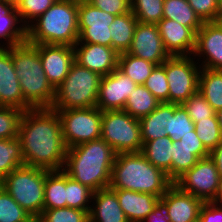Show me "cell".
<instances>
[{"instance_id": "obj_1", "label": "cell", "mask_w": 222, "mask_h": 222, "mask_svg": "<svg viewBox=\"0 0 222 222\" xmlns=\"http://www.w3.org/2000/svg\"><path fill=\"white\" fill-rule=\"evenodd\" d=\"M24 165L49 171L62 170L67 148L57 111L32 108L24 111L18 131Z\"/></svg>"}, {"instance_id": "obj_2", "label": "cell", "mask_w": 222, "mask_h": 222, "mask_svg": "<svg viewBox=\"0 0 222 222\" xmlns=\"http://www.w3.org/2000/svg\"><path fill=\"white\" fill-rule=\"evenodd\" d=\"M116 153L102 138L67 149L63 171L93 191L109 188Z\"/></svg>"}, {"instance_id": "obj_3", "label": "cell", "mask_w": 222, "mask_h": 222, "mask_svg": "<svg viewBox=\"0 0 222 222\" xmlns=\"http://www.w3.org/2000/svg\"><path fill=\"white\" fill-rule=\"evenodd\" d=\"M172 184L167 174L152 165L141 152L116 154L110 189L150 193L161 198Z\"/></svg>"}, {"instance_id": "obj_4", "label": "cell", "mask_w": 222, "mask_h": 222, "mask_svg": "<svg viewBox=\"0 0 222 222\" xmlns=\"http://www.w3.org/2000/svg\"><path fill=\"white\" fill-rule=\"evenodd\" d=\"M32 23L26 28L27 42L73 47L79 38L78 2L57 0Z\"/></svg>"}, {"instance_id": "obj_5", "label": "cell", "mask_w": 222, "mask_h": 222, "mask_svg": "<svg viewBox=\"0 0 222 222\" xmlns=\"http://www.w3.org/2000/svg\"><path fill=\"white\" fill-rule=\"evenodd\" d=\"M12 61L24 99L33 108H51L55 89L45 75L37 48L27 41L12 46Z\"/></svg>"}, {"instance_id": "obj_6", "label": "cell", "mask_w": 222, "mask_h": 222, "mask_svg": "<svg viewBox=\"0 0 222 222\" xmlns=\"http://www.w3.org/2000/svg\"><path fill=\"white\" fill-rule=\"evenodd\" d=\"M102 76L72 63L65 80L55 89L54 110L96 107Z\"/></svg>"}, {"instance_id": "obj_7", "label": "cell", "mask_w": 222, "mask_h": 222, "mask_svg": "<svg viewBox=\"0 0 222 222\" xmlns=\"http://www.w3.org/2000/svg\"><path fill=\"white\" fill-rule=\"evenodd\" d=\"M49 170L23 165L8 174L0 185L32 216L44 210L45 177Z\"/></svg>"}, {"instance_id": "obj_8", "label": "cell", "mask_w": 222, "mask_h": 222, "mask_svg": "<svg viewBox=\"0 0 222 222\" xmlns=\"http://www.w3.org/2000/svg\"><path fill=\"white\" fill-rule=\"evenodd\" d=\"M101 138L116 154L142 151L139 119L133 118L124 110L102 112Z\"/></svg>"}, {"instance_id": "obj_9", "label": "cell", "mask_w": 222, "mask_h": 222, "mask_svg": "<svg viewBox=\"0 0 222 222\" xmlns=\"http://www.w3.org/2000/svg\"><path fill=\"white\" fill-rule=\"evenodd\" d=\"M66 148L101 138L102 111L97 107L56 110Z\"/></svg>"}, {"instance_id": "obj_10", "label": "cell", "mask_w": 222, "mask_h": 222, "mask_svg": "<svg viewBox=\"0 0 222 222\" xmlns=\"http://www.w3.org/2000/svg\"><path fill=\"white\" fill-rule=\"evenodd\" d=\"M196 64L190 55L170 56L161 64L168 81V103L181 105L199 91L201 65Z\"/></svg>"}, {"instance_id": "obj_11", "label": "cell", "mask_w": 222, "mask_h": 222, "mask_svg": "<svg viewBox=\"0 0 222 222\" xmlns=\"http://www.w3.org/2000/svg\"><path fill=\"white\" fill-rule=\"evenodd\" d=\"M219 174L210 157L199 159L197 163L180 176L174 184L182 191L211 202L218 188Z\"/></svg>"}, {"instance_id": "obj_12", "label": "cell", "mask_w": 222, "mask_h": 222, "mask_svg": "<svg viewBox=\"0 0 222 222\" xmlns=\"http://www.w3.org/2000/svg\"><path fill=\"white\" fill-rule=\"evenodd\" d=\"M115 15L94 7L89 2H78L77 43L100 44L112 47L109 26Z\"/></svg>"}, {"instance_id": "obj_13", "label": "cell", "mask_w": 222, "mask_h": 222, "mask_svg": "<svg viewBox=\"0 0 222 222\" xmlns=\"http://www.w3.org/2000/svg\"><path fill=\"white\" fill-rule=\"evenodd\" d=\"M137 84L118 68L100 80L96 107L102 112L123 110Z\"/></svg>"}, {"instance_id": "obj_14", "label": "cell", "mask_w": 222, "mask_h": 222, "mask_svg": "<svg viewBox=\"0 0 222 222\" xmlns=\"http://www.w3.org/2000/svg\"><path fill=\"white\" fill-rule=\"evenodd\" d=\"M128 54L161 65L171 55L165 49L157 24L138 22Z\"/></svg>"}, {"instance_id": "obj_15", "label": "cell", "mask_w": 222, "mask_h": 222, "mask_svg": "<svg viewBox=\"0 0 222 222\" xmlns=\"http://www.w3.org/2000/svg\"><path fill=\"white\" fill-rule=\"evenodd\" d=\"M40 56L45 75L56 89L67 77L74 62V48L69 45L33 44Z\"/></svg>"}, {"instance_id": "obj_16", "label": "cell", "mask_w": 222, "mask_h": 222, "mask_svg": "<svg viewBox=\"0 0 222 222\" xmlns=\"http://www.w3.org/2000/svg\"><path fill=\"white\" fill-rule=\"evenodd\" d=\"M0 106L23 111L33 108L22 94L12 61V47H0Z\"/></svg>"}, {"instance_id": "obj_17", "label": "cell", "mask_w": 222, "mask_h": 222, "mask_svg": "<svg viewBox=\"0 0 222 222\" xmlns=\"http://www.w3.org/2000/svg\"><path fill=\"white\" fill-rule=\"evenodd\" d=\"M170 222H198L204 201L172 184L160 198Z\"/></svg>"}, {"instance_id": "obj_18", "label": "cell", "mask_w": 222, "mask_h": 222, "mask_svg": "<svg viewBox=\"0 0 222 222\" xmlns=\"http://www.w3.org/2000/svg\"><path fill=\"white\" fill-rule=\"evenodd\" d=\"M73 48L74 61L102 77L117 68L119 54L112 47L100 44L76 43Z\"/></svg>"}, {"instance_id": "obj_19", "label": "cell", "mask_w": 222, "mask_h": 222, "mask_svg": "<svg viewBox=\"0 0 222 222\" xmlns=\"http://www.w3.org/2000/svg\"><path fill=\"white\" fill-rule=\"evenodd\" d=\"M193 55L205 59L202 68L222 70V29L213 22H204L196 33Z\"/></svg>"}, {"instance_id": "obj_20", "label": "cell", "mask_w": 222, "mask_h": 222, "mask_svg": "<svg viewBox=\"0 0 222 222\" xmlns=\"http://www.w3.org/2000/svg\"><path fill=\"white\" fill-rule=\"evenodd\" d=\"M165 49L171 56L192 55L196 46V33L172 19L162 18L157 23Z\"/></svg>"}, {"instance_id": "obj_21", "label": "cell", "mask_w": 222, "mask_h": 222, "mask_svg": "<svg viewBox=\"0 0 222 222\" xmlns=\"http://www.w3.org/2000/svg\"><path fill=\"white\" fill-rule=\"evenodd\" d=\"M129 222H144L160 201L158 196L124 189H111Z\"/></svg>"}, {"instance_id": "obj_22", "label": "cell", "mask_w": 222, "mask_h": 222, "mask_svg": "<svg viewBox=\"0 0 222 222\" xmlns=\"http://www.w3.org/2000/svg\"><path fill=\"white\" fill-rule=\"evenodd\" d=\"M92 199L95 208L91 206L89 222H129L110 188L94 191Z\"/></svg>"}, {"instance_id": "obj_23", "label": "cell", "mask_w": 222, "mask_h": 222, "mask_svg": "<svg viewBox=\"0 0 222 222\" xmlns=\"http://www.w3.org/2000/svg\"><path fill=\"white\" fill-rule=\"evenodd\" d=\"M141 153L152 165L167 174L171 180L173 141L168 136L151 141H143Z\"/></svg>"}, {"instance_id": "obj_24", "label": "cell", "mask_w": 222, "mask_h": 222, "mask_svg": "<svg viewBox=\"0 0 222 222\" xmlns=\"http://www.w3.org/2000/svg\"><path fill=\"white\" fill-rule=\"evenodd\" d=\"M206 148H187L182 146L180 140L173 141L171 163V181L174 183L180 176L193 167L199 159L209 157Z\"/></svg>"}, {"instance_id": "obj_25", "label": "cell", "mask_w": 222, "mask_h": 222, "mask_svg": "<svg viewBox=\"0 0 222 222\" xmlns=\"http://www.w3.org/2000/svg\"><path fill=\"white\" fill-rule=\"evenodd\" d=\"M138 20L132 12L115 16L109 26L112 48L118 53L127 52L131 46Z\"/></svg>"}, {"instance_id": "obj_26", "label": "cell", "mask_w": 222, "mask_h": 222, "mask_svg": "<svg viewBox=\"0 0 222 222\" xmlns=\"http://www.w3.org/2000/svg\"><path fill=\"white\" fill-rule=\"evenodd\" d=\"M169 122V103H161L154 111L139 119L142 141L167 136L165 126Z\"/></svg>"}, {"instance_id": "obj_27", "label": "cell", "mask_w": 222, "mask_h": 222, "mask_svg": "<svg viewBox=\"0 0 222 222\" xmlns=\"http://www.w3.org/2000/svg\"><path fill=\"white\" fill-rule=\"evenodd\" d=\"M67 207L66 173L63 170L50 171L45 177L44 209Z\"/></svg>"}, {"instance_id": "obj_28", "label": "cell", "mask_w": 222, "mask_h": 222, "mask_svg": "<svg viewBox=\"0 0 222 222\" xmlns=\"http://www.w3.org/2000/svg\"><path fill=\"white\" fill-rule=\"evenodd\" d=\"M162 18L177 21L183 26L191 28L195 33L204 23L187 0H164Z\"/></svg>"}, {"instance_id": "obj_29", "label": "cell", "mask_w": 222, "mask_h": 222, "mask_svg": "<svg viewBox=\"0 0 222 222\" xmlns=\"http://www.w3.org/2000/svg\"><path fill=\"white\" fill-rule=\"evenodd\" d=\"M199 92L217 112L222 108V70L200 69Z\"/></svg>"}, {"instance_id": "obj_30", "label": "cell", "mask_w": 222, "mask_h": 222, "mask_svg": "<svg viewBox=\"0 0 222 222\" xmlns=\"http://www.w3.org/2000/svg\"><path fill=\"white\" fill-rule=\"evenodd\" d=\"M161 102L144 86L138 84L127 99L124 111L140 119L154 111Z\"/></svg>"}, {"instance_id": "obj_31", "label": "cell", "mask_w": 222, "mask_h": 222, "mask_svg": "<svg viewBox=\"0 0 222 222\" xmlns=\"http://www.w3.org/2000/svg\"><path fill=\"white\" fill-rule=\"evenodd\" d=\"M156 66L127 52L118 55L117 68L137 85H143Z\"/></svg>"}, {"instance_id": "obj_32", "label": "cell", "mask_w": 222, "mask_h": 222, "mask_svg": "<svg viewBox=\"0 0 222 222\" xmlns=\"http://www.w3.org/2000/svg\"><path fill=\"white\" fill-rule=\"evenodd\" d=\"M16 7L12 6L0 18V39H5L8 43L0 47H12L26 42V27L20 22ZM18 24H21L17 26ZM17 26V27H16Z\"/></svg>"}, {"instance_id": "obj_33", "label": "cell", "mask_w": 222, "mask_h": 222, "mask_svg": "<svg viewBox=\"0 0 222 222\" xmlns=\"http://www.w3.org/2000/svg\"><path fill=\"white\" fill-rule=\"evenodd\" d=\"M23 165L24 160L19 138L0 139V181Z\"/></svg>"}, {"instance_id": "obj_34", "label": "cell", "mask_w": 222, "mask_h": 222, "mask_svg": "<svg viewBox=\"0 0 222 222\" xmlns=\"http://www.w3.org/2000/svg\"><path fill=\"white\" fill-rule=\"evenodd\" d=\"M165 129L172 141H178L190 131L195 130V125L182 104L169 103V122Z\"/></svg>"}, {"instance_id": "obj_35", "label": "cell", "mask_w": 222, "mask_h": 222, "mask_svg": "<svg viewBox=\"0 0 222 222\" xmlns=\"http://www.w3.org/2000/svg\"><path fill=\"white\" fill-rule=\"evenodd\" d=\"M93 190L88 186L75 181L66 174V202L67 207L76 208L90 212L91 205H88L93 200ZM89 202V203H88Z\"/></svg>"}, {"instance_id": "obj_36", "label": "cell", "mask_w": 222, "mask_h": 222, "mask_svg": "<svg viewBox=\"0 0 222 222\" xmlns=\"http://www.w3.org/2000/svg\"><path fill=\"white\" fill-rule=\"evenodd\" d=\"M164 0H131V12L138 22L157 24L163 17Z\"/></svg>"}, {"instance_id": "obj_37", "label": "cell", "mask_w": 222, "mask_h": 222, "mask_svg": "<svg viewBox=\"0 0 222 222\" xmlns=\"http://www.w3.org/2000/svg\"><path fill=\"white\" fill-rule=\"evenodd\" d=\"M31 217L0 185V222H30Z\"/></svg>"}, {"instance_id": "obj_38", "label": "cell", "mask_w": 222, "mask_h": 222, "mask_svg": "<svg viewBox=\"0 0 222 222\" xmlns=\"http://www.w3.org/2000/svg\"><path fill=\"white\" fill-rule=\"evenodd\" d=\"M194 125L198 138L209 152L222 141V131L217 117H208L199 120Z\"/></svg>"}, {"instance_id": "obj_39", "label": "cell", "mask_w": 222, "mask_h": 222, "mask_svg": "<svg viewBox=\"0 0 222 222\" xmlns=\"http://www.w3.org/2000/svg\"><path fill=\"white\" fill-rule=\"evenodd\" d=\"M56 1L57 0H20L15 7L21 23L27 28L31 22H34V20L41 16Z\"/></svg>"}, {"instance_id": "obj_40", "label": "cell", "mask_w": 222, "mask_h": 222, "mask_svg": "<svg viewBox=\"0 0 222 222\" xmlns=\"http://www.w3.org/2000/svg\"><path fill=\"white\" fill-rule=\"evenodd\" d=\"M24 111L13 107L0 106V139L18 137L19 125Z\"/></svg>"}, {"instance_id": "obj_41", "label": "cell", "mask_w": 222, "mask_h": 222, "mask_svg": "<svg viewBox=\"0 0 222 222\" xmlns=\"http://www.w3.org/2000/svg\"><path fill=\"white\" fill-rule=\"evenodd\" d=\"M166 70L162 65L156 66L143 84L161 103H168L169 87Z\"/></svg>"}, {"instance_id": "obj_42", "label": "cell", "mask_w": 222, "mask_h": 222, "mask_svg": "<svg viewBox=\"0 0 222 222\" xmlns=\"http://www.w3.org/2000/svg\"><path fill=\"white\" fill-rule=\"evenodd\" d=\"M182 105L194 123L208 117H217L216 111L199 91L191 95Z\"/></svg>"}, {"instance_id": "obj_43", "label": "cell", "mask_w": 222, "mask_h": 222, "mask_svg": "<svg viewBox=\"0 0 222 222\" xmlns=\"http://www.w3.org/2000/svg\"><path fill=\"white\" fill-rule=\"evenodd\" d=\"M41 217L47 222H89L88 211L70 207L44 209Z\"/></svg>"}, {"instance_id": "obj_44", "label": "cell", "mask_w": 222, "mask_h": 222, "mask_svg": "<svg viewBox=\"0 0 222 222\" xmlns=\"http://www.w3.org/2000/svg\"><path fill=\"white\" fill-rule=\"evenodd\" d=\"M88 2L115 16L131 12V0H89Z\"/></svg>"}, {"instance_id": "obj_45", "label": "cell", "mask_w": 222, "mask_h": 222, "mask_svg": "<svg viewBox=\"0 0 222 222\" xmlns=\"http://www.w3.org/2000/svg\"><path fill=\"white\" fill-rule=\"evenodd\" d=\"M203 22H213L215 19L217 0H187Z\"/></svg>"}, {"instance_id": "obj_46", "label": "cell", "mask_w": 222, "mask_h": 222, "mask_svg": "<svg viewBox=\"0 0 222 222\" xmlns=\"http://www.w3.org/2000/svg\"><path fill=\"white\" fill-rule=\"evenodd\" d=\"M198 222H222V205L204 202L200 209Z\"/></svg>"}, {"instance_id": "obj_47", "label": "cell", "mask_w": 222, "mask_h": 222, "mask_svg": "<svg viewBox=\"0 0 222 222\" xmlns=\"http://www.w3.org/2000/svg\"><path fill=\"white\" fill-rule=\"evenodd\" d=\"M170 222L164 205L159 201L153 208V211L148 214L144 222Z\"/></svg>"}, {"instance_id": "obj_48", "label": "cell", "mask_w": 222, "mask_h": 222, "mask_svg": "<svg viewBox=\"0 0 222 222\" xmlns=\"http://www.w3.org/2000/svg\"><path fill=\"white\" fill-rule=\"evenodd\" d=\"M180 142L182 146L187 148H205L202 141L198 138L195 130H192L189 134L181 137Z\"/></svg>"}, {"instance_id": "obj_49", "label": "cell", "mask_w": 222, "mask_h": 222, "mask_svg": "<svg viewBox=\"0 0 222 222\" xmlns=\"http://www.w3.org/2000/svg\"><path fill=\"white\" fill-rule=\"evenodd\" d=\"M209 157L214 161L219 176H222V141L210 152Z\"/></svg>"}, {"instance_id": "obj_50", "label": "cell", "mask_w": 222, "mask_h": 222, "mask_svg": "<svg viewBox=\"0 0 222 222\" xmlns=\"http://www.w3.org/2000/svg\"><path fill=\"white\" fill-rule=\"evenodd\" d=\"M212 203L222 205V176H219L218 188L215 194L214 199L211 201Z\"/></svg>"}, {"instance_id": "obj_51", "label": "cell", "mask_w": 222, "mask_h": 222, "mask_svg": "<svg viewBox=\"0 0 222 222\" xmlns=\"http://www.w3.org/2000/svg\"><path fill=\"white\" fill-rule=\"evenodd\" d=\"M12 7V5H10L9 3H6L2 0H0V18L2 17V15L7 12L10 8Z\"/></svg>"}, {"instance_id": "obj_52", "label": "cell", "mask_w": 222, "mask_h": 222, "mask_svg": "<svg viewBox=\"0 0 222 222\" xmlns=\"http://www.w3.org/2000/svg\"><path fill=\"white\" fill-rule=\"evenodd\" d=\"M222 15V0H217L215 18Z\"/></svg>"}, {"instance_id": "obj_53", "label": "cell", "mask_w": 222, "mask_h": 222, "mask_svg": "<svg viewBox=\"0 0 222 222\" xmlns=\"http://www.w3.org/2000/svg\"><path fill=\"white\" fill-rule=\"evenodd\" d=\"M216 116L218 119V124L220 126V129L222 131V108L216 112Z\"/></svg>"}, {"instance_id": "obj_54", "label": "cell", "mask_w": 222, "mask_h": 222, "mask_svg": "<svg viewBox=\"0 0 222 222\" xmlns=\"http://www.w3.org/2000/svg\"><path fill=\"white\" fill-rule=\"evenodd\" d=\"M30 222H47V221L41 216H32Z\"/></svg>"}, {"instance_id": "obj_55", "label": "cell", "mask_w": 222, "mask_h": 222, "mask_svg": "<svg viewBox=\"0 0 222 222\" xmlns=\"http://www.w3.org/2000/svg\"><path fill=\"white\" fill-rule=\"evenodd\" d=\"M213 23H215L220 29H222V15L221 16H217Z\"/></svg>"}, {"instance_id": "obj_56", "label": "cell", "mask_w": 222, "mask_h": 222, "mask_svg": "<svg viewBox=\"0 0 222 222\" xmlns=\"http://www.w3.org/2000/svg\"><path fill=\"white\" fill-rule=\"evenodd\" d=\"M6 3H9L12 6H16L20 0H2Z\"/></svg>"}, {"instance_id": "obj_57", "label": "cell", "mask_w": 222, "mask_h": 222, "mask_svg": "<svg viewBox=\"0 0 222 222\" xmlns=\"http://www.w3.org/2000/svg\"><path fill=\"white\" fill-rule=\"evenodd\" d=\"M77 2H88L89 0H76Z\"/></svg>"}]
</instances>
